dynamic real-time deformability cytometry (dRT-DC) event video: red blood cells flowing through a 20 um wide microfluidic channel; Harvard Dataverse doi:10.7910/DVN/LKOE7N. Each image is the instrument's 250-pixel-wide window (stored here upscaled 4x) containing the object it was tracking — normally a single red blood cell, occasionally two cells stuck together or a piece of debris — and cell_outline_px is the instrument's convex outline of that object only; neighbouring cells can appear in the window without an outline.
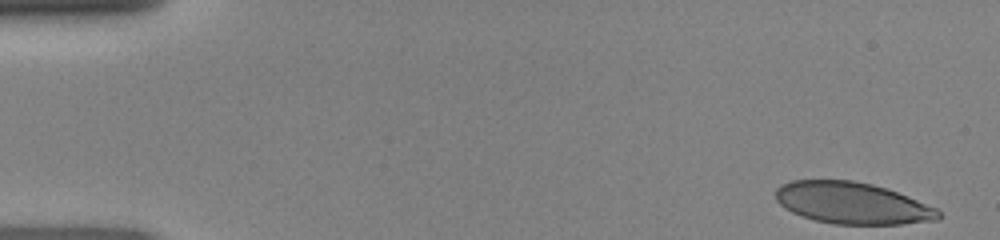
{"species": "human", "species_latin": "Homo sapiens", "temperature_condition": "room temperature", "stored_images_in_passage": 41, "camera_frame_rate_fps": 3000, "um_per_image_px": 0.085, "donor": {"sex": "female"}, "frame": {"image": 1, "passage_image": 1, "time_ms": 0.0, "image_size_px": [1000, 240], "cell_outline_px": [[940, 220], [900, 224], [832, 224], [800, 216], [784, 208], [776, 200], [776, 188], [780, 184], [792, 180], [852, 180], [872, 184], [888, 188], [908, 196], [936, 208], [940, 212]], "centroid_in_image_um": [72.43, 17.26], "position_along_channel_um": 12.6, "area_um2": 39.71}}
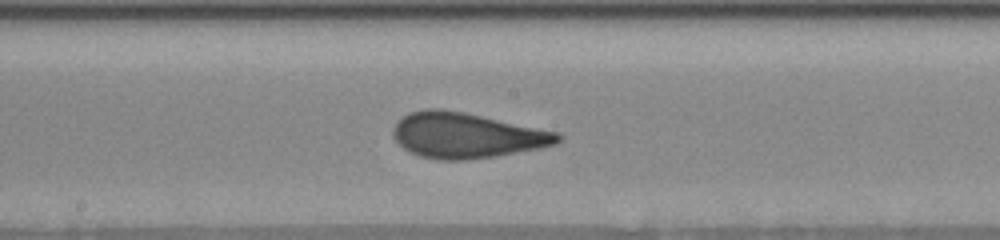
{"frame": {"image": 2, "passage_image": 24, "time_ms": 7.667, "image_size_px": [1000, 240], "cell_outline_px": [[564, 136], [556, 144], [540, 148], [496, 156], [468, 160], [440, 160], [420, 156], [408, 152], [392, 136], [392, 128], [408, 112], [424, 108], [440, 108], [464, 112], [560, 132]], "centroid_in_image_um": [39.66, 11.5], "position_along_channel_um": 208.5, "area_um2": 43.81}}
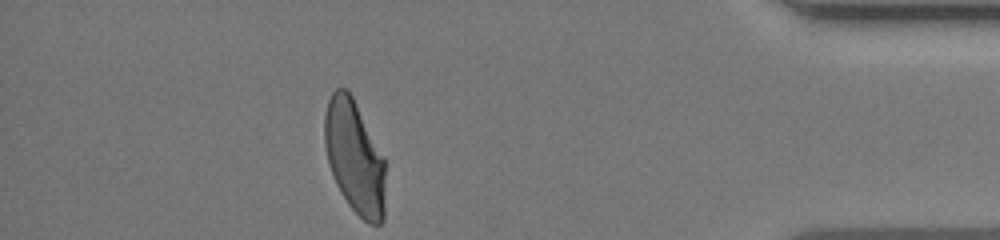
{"frame": {"image": 3, "passage_image": 41, "time_ms": 13.333, "image_size_px": [1000, 240], "cell_outline_px": [[384, 220], [380, 224], [368, 224], [348, 204], [340, 192], [336, 184], [328, 164], [324, 144], [324, 116], [328, 100], [332, 92], [336, 88], [348, 88], [384, 156]], "centroid_in_image_um": [30.12, 13.34], "position_along_channel_um": 405.1, "area_um2": 40.29}}